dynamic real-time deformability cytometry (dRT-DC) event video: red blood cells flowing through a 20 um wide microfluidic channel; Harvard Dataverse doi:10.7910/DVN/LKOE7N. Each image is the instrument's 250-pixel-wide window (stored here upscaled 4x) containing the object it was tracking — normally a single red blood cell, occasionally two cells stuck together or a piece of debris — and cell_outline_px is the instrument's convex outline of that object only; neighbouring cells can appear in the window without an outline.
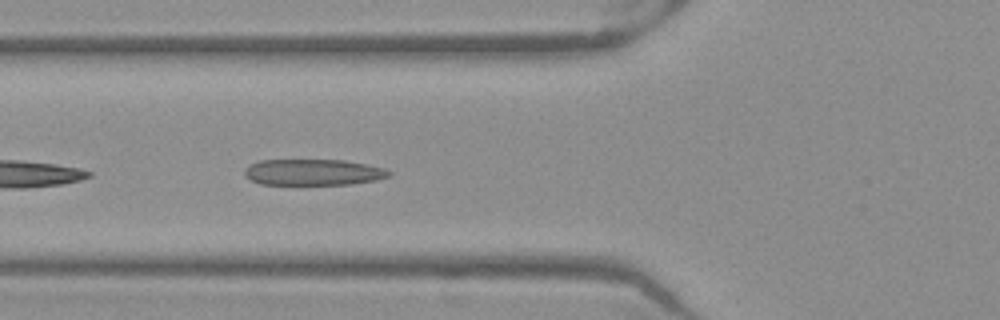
{"species": "Egyptian fruit bat (a non-hibernating species)", "species_latin": "Rousettus aegyptiacus", "temperature_condition": "warm", "stored_images_in_passage": 24, "camera_frame_rate_fps": 3000, "um_per_image_px": 0.085, "frame": {"image": 1, "passage_image": 4, "time_ms": 1.0, "image_size_px": [1000, 320], "cell_outline_px": [[392, 176], [376, 180], [352, 184], [260, 184], [244, 176], [244, 168], [248, 164], [260, 160], [344, 160], [368, 164], [384, 168], [392, 172]], "centroid_in_image_um": [26.63, 14.63], "position_along_channel_um": 99.2, "area_um2": 22.2}}
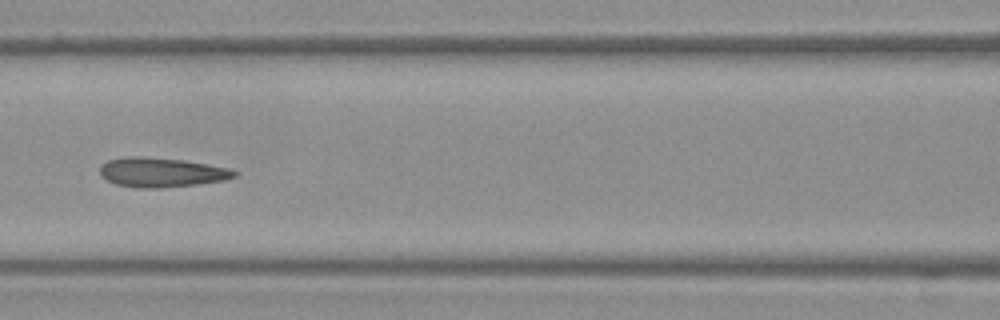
{"frame": {"image": 2, "passage_image": 8, "time_ms": 2.333, "image_size_px": [1000, 320], "cell_outline_px": [[240, 172], [236, 176], [224, 180], [196, 184], [160, 188], [136, 188], [116, 184], [100, 176], [100, 168], [108, 160], [124, 156], [144, 156], [184, 160], [208, 164], [228, 168]], "centroid_in_image_um": [13.72, 14.64], "position_along_channel_um": 152.9, "area_um2": 23.18}, "authors_computed_cell_mechanics": {"area_um2": 20.3456, "velocity_mm_per_s": 3.9882, "shape_relaxation_time_tau1_ms": null, "shape_relaxation_time_tau2_ms": 3.0868, "deformation_change_tau1": null, "deformation_change_tau2": 0.1054}}